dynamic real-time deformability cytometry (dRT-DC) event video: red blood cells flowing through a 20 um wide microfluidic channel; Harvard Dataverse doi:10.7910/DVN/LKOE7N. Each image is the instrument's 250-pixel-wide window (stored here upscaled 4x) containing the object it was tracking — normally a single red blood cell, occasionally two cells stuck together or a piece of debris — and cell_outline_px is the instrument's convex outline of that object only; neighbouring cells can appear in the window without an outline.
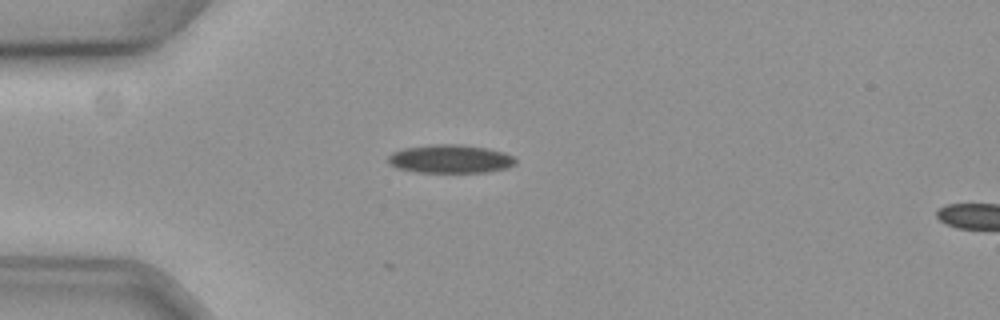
{"species": "common noctule bat (a hibernating species)", "species_latin": "Nyctalus noctula", "temperature_condition": "cold", "stored_images_in_passage": 4, "camera_frame_rate_fps": 3000, "um_per_image_px": 0.085, "animal": {"sex": "female", "body_mass_g": 19.3, "forearm_length_mm": 54.1}, "frame": {"image": 1, "passage_image": 1, "time_ms": 0.0, "image_size_px": [1000, 320], "cell_outline_px": [[516, 164], [508, 168], [488, 172], [416, 172], [396, 168], [388, 164], [388, 156], [392, 152], [404, 148], [432, 144], [456, 144], [484, 148], [504, 152], [512, 156], [516, 160]], "centroid_in_image_um": [38.25, 13.51], "position_along_channel_um": 46.7, "area_um2": 21.15}}